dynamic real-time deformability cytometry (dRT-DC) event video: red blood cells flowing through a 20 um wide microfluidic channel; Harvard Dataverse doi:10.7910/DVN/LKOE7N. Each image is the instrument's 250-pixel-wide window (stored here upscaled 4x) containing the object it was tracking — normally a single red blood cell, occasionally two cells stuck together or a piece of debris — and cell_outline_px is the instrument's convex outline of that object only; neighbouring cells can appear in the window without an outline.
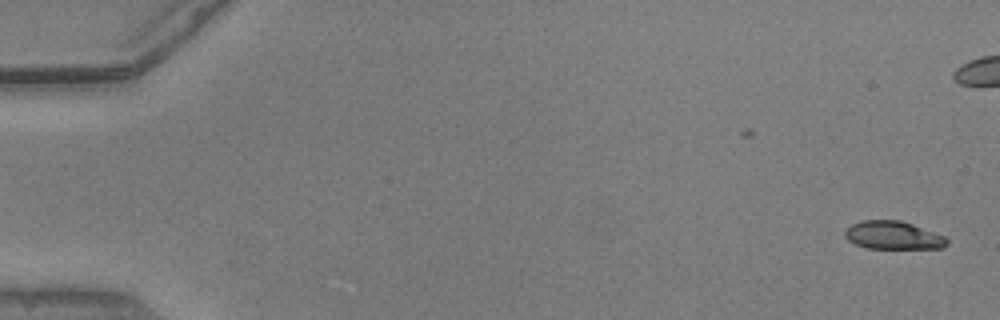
{"species": "common noctule bat (a hibernating species)", "species_latin": "Nyctalus noctula", "temperature_condition": "warm", "stored_images_in_passage": 9, "camera_frame_rate_fps": 3000, "um_per_image_px": 0.085, "animal": {"sex": "male", "body_mass_g": 20.5, "forearm_length_mm": 52.5}, "frame": {"image": 1, "passage_image": 1, "time_ms": 0.0, "image_size_px": [1000, 320], "cell_outline_px": [[948, 244], [944, 248], [868, 248], [856, 244], [848, 240], [844, 236], [844, 232], [852, 224], [860, 220], [900, 220], [912, 224], [944, 236], [948, 240]], "centroid_in_image_um": [75.91, 20.0], "position_along_channel_um": 9.1, "area_um2": 16.59}}